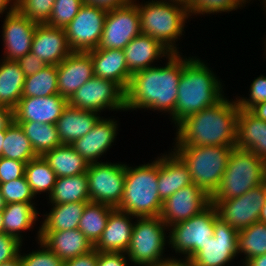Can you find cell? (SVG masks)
Masks as SVG:
<instances>
[{"label":"cell","mask_w":266,"mask_h":266,"mask_svg":"<svg viewBox=\"0 0 266 266\" xmlns=\"http://www.w3.org/2000/svg\"><path fill=\"white\" fill-rule=\"evenodd\" d=\"M182 70L183 58L179 53H173L164 67L153 66L134 73L125 91V110L150 108L165 111L174 121Z\"/></svg>","instance_id":"obj_1"},{"label":"cell","mask_w":266,"mask_h":266,"mask_svg":"<svg viewBox=\"0 0 266 266\" xmlns=\"http://www.w3.org/2000/svg\"><path fill=\"white\" fill-rule=\"evenodd\" d=\"M238 112L236 100L223 97L214 106L182 120L177 125L175 145L236 147Z\"/></svg>","instance_id":"obj_2"},{"label":"cell","mask_w":266,"mask_h":266,"mask_svg":"<svg viewBox=\"0 0 266 266\" xmlns=\"http://www.w3.org/2000/svg\"><path fill=\"white\" fill-rule=\"evenodd\" d=\"M216 78L200 59L183 58V70L174 110L175 125L192 114L214 106L225 97L222 94L220 80Z\"/></svg>","instance_id":"obj_3"},{"label":"cell","mask_w":266,"mask_h":266,"mask_svg":"<svg viewBox=\"0 0 266 266\" xmlns=\"http://www.w3.org/2000/svg\"><path fill=\"white\" fill-rule=\"evenodd\" d=\"M162 204L158 193V159L135 168L126 165L124 193L117 208L134 218L153 217L160 216Z\"/></svg>","instance_id":"obj_4"},{"label":"cell","mask_w":266,"mask_h":266,"mask_svg":"<svg viewBox=\"0 0 266 266\" xmlns=\"http://www.w3.org/2000/svg\"><path fill=\"white\" fill-rule=\"evenodd\" d=\"M173 151L188 167L192 183L209 196L218 188L224 175L232 146L175 145Z\"/></svg>","instance_id":"obj_5"},{"label":"cell","mask_w":266,"mask_h":266,"mask_svg":"<svg viewBox=\"0 0 266 266\" xmlns=\"http://www.w3.org/2000/svg\"><path fill=\"white\" fill-rule=\"evenodd\" d=\"M142 34L161 42L172 53H179L175 40L184 31L185 20L189 18L188 9L166 0L137 4Z\"/></svg>","instance_id":"obj_6"},{"label":"cell","mask_w":266,"mask_h":266,"mask_svg":"<svg viewBox=\"0 0 266 266\" xmlns=\"http://www.w3.org/2000/svg\"><path fill=\"white\" fill-rule=\"evenodd\" d=\"M265 182L266 162L249 150L234 147L221 182L210 199L238 197Z\"/></svg>","instance_id":"obj_7"},{"label":"cell","mask_w":266,"mask_h":266,"mask_svg":"<svg viewBox=\"0 0 266 266\" xmlns=\"http://www.w3.org/2000/svg\"><path fill=\"white\" fill-rule=\"evenodd\" d=\"M138 219L126 251L129 260L134 265L154 266L170 259L162 255L166 243V224L159 216L138 217Z\"/></svg>","instance_id":"obj_8"},{"label":"cell","mask_w":266,"mask_h":266,"mask_svg":"<svg viewBox=\"0 0 266 266\" xmlns=\"http://www.w3.org/2000/svg\"><path fill=\"white\" fill-rule=\"evenodd\" d=\"M217 218L216 208L210 204L200 214L170 226L169 245L189 260L214 235Z\"/></svg>","instance_id":"obj_9"},{"label":"cell","mask_w":266,"mask_h":266,"mask_svg":"<svg viewBox=\"0 0 266 266\" xmlns=\"http://www.w3.org/2000/svg\"><path fill=\"white\" fill-rule=\"evenodd\" d=\"M266 198V182L251 188L245 194L230 199H210L218 218L240 231L259 222Z\"/></svg>","instance_id":"obj_10"},{"label":"cell","mask_w":266,"mask_h":266,"mask_svg":"<svg viewBox=\"0 0 266 266\" xmlns=\"http://www.w3.org/2000/svg\"><path fill=\"white\" fill-rule=\"evenodd\" d=\"M125 172V164L89 163L86 174L90 202L117 208L124 193Z\"/></svg>","instance_id":"obj_11"},{"label":"cell","mask_w":266,"mask_h":266,"mask_svg":"<svg viewBox=\"0 0 266 266\" xmlns=\"http://www.w3.org/2000/svg\"><path fill=\"white\" fill-rule=\"evenodd\" d=\"M107 9L83 4L78 14L64 28L72 51L88 52L99 46Z\"/></svg>","instance_id":"obj_12"},{"label":"cell","mask_w":266,"mask_h":266,"mask_svg":"<svg viewBox=\"0 0 266 266\" xmlns=\"http://www.w3.org/2000/svg\"><path fill=\"white\" fill-rule=\"evenodd\" d=\"M68 104L81 110H125V91L114 81L93 76L68 100Z\"/></svg>","instance_id":"obj_13"},{"label":"cell","mask_w":266,"mask_h":266,"mask_svg":"<svg viewBox=\"0 0 266 266\" xmlns=\"http://www.w3.org/2000/svg\"><path fill=\"white\" fill-rule=\"evenodd\" d=\"M140 15L135 0L129 4L108 10L98 49H124L140 35Z\"/></svg>","instance_id":"obj_14"},{"label":"cell","mask_w":266,"mask_h":266,"mask_svg":"<svg viewBox=\"0 0 266 266\" xmlns=\"http://www.w3.org/2000/svg\"><path fill=\"white\" fill-rule=\"evenodd\" d=\"M239 231L216 219L214 235L190 259L192 266H225L238 254Z\"/></svg>","instance_id":"obj_15"},{"label":"cell","mask_w":266,"mask_h":266,"mask_svg":"<svg viewBox=\"0 0 266 266\" xmlns=\"http://www.w3.org/2000/svg\"><path fill=\"white\" fill-rule=\"evenodd\" d=\"M211 204L210 196L195 184L179 189L162 204L161 220L168 228L200 214Z\"/></svg>","instance_id":"obj_16"},{"label":"cell","mask_w":266,"mask_h":266,"mask_svg":"<svg viewBox=\"0 0 266 266\" xmlns=\"http://www.w3.org/2000/svg\"><path fill=\"white\" fill-rule=\"evenodd\" d=\"M3 24L5 60H14L31 52L33 36L37 23L20 13L15 4H10Z\"/></svg>","instance_id":"obj_17"},{"label":"cell","mask_w":266,"mask_h":266,"mask_svg":"<svg viewBox=\"0 0 266 266\" xmlns=\"http://www.w3.org/2000/svg\"><path fill=\"white\" fill-rule=\"evenodd\" d=\"M93 76V62L89 51H72L57 65L59 95L69 100Z\"/></svg>","instance_id":"obj_18"},{"label":"cell","mask_w":266,"mask_h":266,"mask_svg":"<svg viewBox=\"0 0 266 266\" xmlns=\"http://www.w3.org/2000/svg\"><path fill=\"white\" fill-rule=\"evenodd\" d=\"M68 100L59 94L46 97H22L13 110L15 122H39L56 124Z\"/></svg>","instance_id":"obj_19"},{"label":"cell","mask_w":266,"mask_h":266,"mask_svg":"<svg viewBox=\"0 0 266 266\" xmlns=\"http://www.w3.org/2000/svg\"><path fill=\"white\" fill-rule=\"evenodd\" d=\"M72 52L65 30L45 24H37L33 36L31 53L46 65L60 64Z\"/></svg>","instance_id":"obj_20"},{"label":"cell","mask_w":266,"mask_h":266,"mask_svg":"<svg viewBox=\"0 0 266 266\" xmlns=\"http://www.w3.org/2000/svg\"><path fill=\"white\" fill-rule=\"evenodd\" d=\"M117 121L100 118L92 130L70 144L88 163H97L107 152L117 133Z\"/></svg>","instance_id":"obj_21"},{"label":"cell","mask_w":266,"mask_h":266,"mask_svg":"<svg viewBox=\"0 0 266 266\" xmlns=\"http://www.w3.org/2000/svg\"><path fill=\"white\" fill-rule=\"evenodd\" d=\"M40 240L61 260L66 261L94 249L90 240L78 229L64 231H38Z\"/></svg>","instance_id":"obj_22"},{"label":"cell","mask_w":266,"mask_h":266,"mask_svg":"<svg viewBox=\"0 0 266 266\" xmlns=\"http://www.w3.org/2000/svg\"><path fill=\"white\" fill-rule=\"evenodd\" d=\"M89 53L93 62L94 76L112 80L126 91L132 75L127 67L124 51L96 48Z\"/></svg>","instance_id":"obj_23"},{"label":"cell","mask_w":266,"mask_h":266,"mask_svg":"<svg viewBox=\"0 0 266 266\" xmlns=\"http://www.w3.org/2000/svg\"><path fill=\"white\" fill-rule=\"evenodd\" d=\"M131 216L128 212L114 208L109 215L106 228L94 248L98 252L126 253L135 225V223H131Z\"/></svg>","instance_id":"obj_24"},{"label":"cell","mask_w":266,"mask_h":266,"mask_svg":"<svg viewBox=\"0 0 266 266\" xmlns=\"http://www.w3.org/2000/svg\"><path fill=\"white\" fill-rule=\"evenodd\" d=\"M127 67L131 75L146 68L153 67L151 63L158 58H168L173 54L161 42L149 35L140 34L134 37L123 49Z\"/></svg>","instance_id":"obj_25"},{"label":"cell","mask_w":266,"mask_h":266,"mask_svg":"<svg viewBox=\"0 0 266 266\" xmlns=\"http://www.w3.org/2000/svg\"><path fill=\"white\" fill-rule=\"evenodd\" d=\"M236 147L249 150L266 162V122L249 110L239 109Z\"/></svg>","instance_id":"obj_26"},{"label":"cell","mask_w":266,"mask_h":266,"mask_svg":"<svg viewBox=\"0 0 266 266\" xmlns=\"http://www.w3.org/2000/svg\"><path fill=\"white\" fill-rule=\"evenodd\" d=\"M168 155L158 157V193L162 202L179 189L192 184L184 162L173 151Z\"/></svg>","instance_id":"obj_27"},{"label":"cell","mask_w":266,"mask_h":266,"mask_svg":"<svg viewBox=\"0 0 266 266\" xmlns=\"http://www.w3.org/2000/svg\"><path fill=\"white\" fill-rule=\"evenodd\" d=\"M97 115L95 111L81 110L68 104L55 124L61 144L70 145L89 133L101 118Z\"/></svg>","instance_id":"obj_28"},{"label":"cell","mask_w":266,"mask_h":266,"mask_svg":"<svg viewBox=\"0 0 266 266\" xmlns=\"http://www.w3.org/2000/svg\"><path fill=\"white\" fill-rule=\"evenodd\" d=\"M56 177L86 173L89 163L69 144H62L42 155Z\"/></svg>","instance_id":"obj_29"},{"label":"cell","mask_w":266,"mask_h":266,"mask_svg":"<svg viewBox=\"0 0 266 266\" xmlns=\"http://www.w3.org/2000/svg\"><path fill=\"white\" fill-rule=\"evenodd\" d=\"M1 63L0 106L14 110L22 98L25 76L16 61L3 59Z\"/></svg>","instance_id":"obj_30"},{"label":"cell","mask_w":266,"mask_h":266,"mask_svg":"<svg viewBox=\"0 0 266 266\" xmlns=\"http://www.w3.org/2000/svg\"><path fill=\"white\" fill-rule=\"evenodd\" d=\"M49 200L52 204L90 202L87 174L57 177Z\"/></svg>","instance_id":"obj_31"},{"label":"cell","mask_w":266,"mask_h":266,"mask_svg":"<svg viewBox=\"0 0 266 266\" xmlns=\"http://www.w3.org/2000/svg\"><path fill=\"white\" fill-rule=\"evenodd\" d=\"M2 214L3 232L15 237L21 243L23 240L20 231L33 227L34 221L37 220L38 216L34 204L24 202L6 204Z\"/></svg>","instance_id":"obj_32"},{"label":"cell","mask_w":266,"mask_h":266,"mask_svg":"<svg viewBox=\"0 0 266 266\" xmlns=\"http://www.w3.org/2000/svg\"><path fill=\"white\" fill-rule=\"evenodd\" d=\"M88 203L75 202L52 205L51 211L44 215L46 219L39 231H64L78 228L81 216Z\"/></svg>","instance_id":"obj_33"},{"label":"cell","mask_w":266,"mask_h":266,"mask_svg":"<svg viewBox=\"0 0 266 266\" xmlns=\"http://www.w3.org/2000/svg\"><path fill=\"white\" fill-rule=\"evenodd\" d=\"M16 123L23 129L38 156H42L47 151L62 145L55 124L34 121Z\"/></svg>","instance_id":"obj_34"},{"label":"cell","mask_w":266,"mask_h":266,"mask_svg":"<svg viewBox=\"0 0 266 266\" xmlns=\"http://www.w3.org/2000/svg\"><path fill=\"white\" fill-rule=\"evenodd\" d=\"M114 207L102 203L89 202L83 211L78 229L95 245L101 238L109 215Z\"/></svg>","instance_id":"obj_35"},{"label":"cell","mask_w":266,"mask_h":266,"mask_svg":"<svg viewBox=\"0 0 266 266\" xmlns=\"http://www.w3.org/2000/svg\"><path fill=\"white\" fill-rule=\"evenodd\" d=\"M2 157L23 161L26 164L38 157L23 129L14 120L5 130Z\"/></svg>","instance_id":"obj_36"},{"label":"cell","mask_w":266,"mask_h":266,"mask_svg":"<svg viewBox=\"0 0 266 266\" xmlns=\"http://www.w3.org/2000/svg\"><path fill=\"white\" fill-rule=\"evenodd\" d=\"M55 94H59L56 65H46L34 75L25 77L22 97H46Z\"/></svg>","instance_id":"obj_37"},{"label":"cell","mask_w":266,"mask_h":266,"mask_svg":"<svg viewBox=\"0 0 266 266\" xmlns=\"http://www.w3.org/2000/svg\"><path fill=\"white\" fill-rule=\"evenodd\" d=\"M25 177L32 193L48 192L50 195L56 182V174L42 156L30 160L25 165Z\"/></svg>","instance_id":"obj_38"},{"label":"cell","mask_w":266,"mask_h":266,"mask_svg":"<svg viewBox=\"0 0 266 266\" xmlns=\"http://www.w3.org/2000/svg\"><path fill=\"white\" fill-rule=\"evenodd\" d=\"M238 253H244L247 263L253 257L266 254V224L256 222L238 233Z\"/></svg>","instance_id":"obj_39"},{"label":"cell","mask_w":266,"mask_h":266,"mask_svg":"<svg viewBox=\"0 0 266 266\" xmlns=\"http://www.w3.org/2000/svg\"><path fill=\"white\" fill-rule=\"evenodd\" d=\"M55 0H16L15 8L31 21L45 24L50 19Z\"/></svg>","instance_id":"obj_40"},{"label":"cell","mask_w":266,"mask_h":266,"mask_svg":"<svg viewBox=\"0 0 266 266\" xmlns=\"http://www.w3.org/2000/svg\"><path fill=\"white\" fill-rule=\"evenodd\" d=\"M83 4V0H55L50 19L46 24L64 29L78 14Z\"/></svg>","instance_id":"obj_41"},{"label":"cell","mask_w":266,"mask_h":266,"mask_svg":"<svg viewBox=\"0 0 266 266\" xmlns=\"http://www.w3.org/2000/svg\"><path fill=\"white\" fill-rule=\"evenodd\" d=\"M0 193L6 204L10 203H33L35 195L32 193L25 175L7 183H0Z\"/></svg>","instance_id":"obj_42"},{"label":"cell","mask_w":266,"mask_h":266,"mask_svg":"<svg viewBox=\"0 0 266 266\" xmlns=\"http://www.w3.org/2000/svg\"><path fill=\"white\" fill-rule=\"evenodd\" d=\"M243 4H246L244 0H191L188 12L189 15L230 12Z\"/></svg>","instance_id":"obj_43"},{"label":"cell","mask_w":266,"mask_h":266,"mask_svg":"<svg viewBox=\"0 0 266 266\" xmlns=\"http://www.w3.org/2000/svg\"><path fill=\"white\" fill-rule=\"evenodd\" d=\"M40 248L42 250H35L32 253L19 256L22 266H64V261L61 260L53 251H51L40 240Z\"/></svg>","instance_id":"obj_44"},{"label":"cell","mask_w":266,"mask_h":266,"mask_svg":"<svg viewBox=\"0 0 266 266\" xmlns=\"http://www.w3.org/2000/svg\"><path fill=\"white\" fill-rule=\"evenodd\" d=\"M250 99L236 98L239 109L250 110L253 106L258 103L266 101V77L260 75L256 78L250 86Z\"/></svg>","instance_id":"obj_45"},{"label":"cell","mask_w":266,"mask_h":266,"mask_svg":"<svg viewBox=\"0 0 266 266\" xmlns=\"http://www.w3.org/2000/svg\"><path fill=\"white\" fill-rule=\"evenodd\" d=\"M25 165L26 163L23 161L0 157V183H7L23 177Z\"/></svg>","instance_id":"obj_46"},{"label":"cell","mask_w":266,"mask_h":266,"mask_svg":"<svg viewBox=\"0 0 266 266\" xmlns=\"http://www.w3.org/2000/svg\"><path fill=\"white\" fill-rule=\"evenodd\" d=\"M22 243L4 232L0 233V264L15 259Z\"/></svg>","instance_id":"obj_47"},{"label":"cell","mask_w":266,"mask_h":266,"mask_svg":"<svg viewBox=\"0 0 266 266\" xmlns=\"http://www.w3.org/2000/svg\"><path fill=\"white\" fill-rule=\"evenodd\" d=\"M25 77H29L43 69L46 64L35 54L27 53L16 60Z\"/></svg>","instance_id":"obj_48"},{"label":"cell","mask_w":266,"mask_h":266,"mask_svg":"<svg viewBox=\"0 0 266 266\" xmlns=\"http://www.w3.org/2000/svg\"><path fill=\"white\" fill-rule=\"evenodd\" d=\"M126 253L123 252H98L96 266H127Z\"/></svg>","instance_id":"obj_49"},{"label":"cell","mask_w":266,"mask_h":266,"mask_svg":"<svg viewBox=\"0 0 266 266\" xmlns=\"http://www.w3.org/2000/svg\"><path fill=\"white\" fill-rule=\"evenodd\" d=\"M97 250L94 248L90 252L64 261V266H96Z\"/></svg>","instance_id":"obj_50"},{"label":"cell","mask_w":266,"mask_h":266,"mask_svg":"<svg viewBox=\"0 0 266 266\" xmlns=\"http://www.w3.org/2000/svg\"><path fill=\"white\" fill-rule=\"evenodd\" d=\"M133 0H83L85 4L98 6L107 10L129 4Z\"/></svg>","instance_id":"obj_51"},{"label":"cell","mask_w":266,"mask_h":266,"mask_svg":"<svg viewBox=\"0 0 266 266\" xmlns=\"http://www.w3.org/2000/svg\"><path fill=\"white\" fill-rule=\"evenodd\" d=\"M13 120V110L0 106V130H6Z\"/></svg>","instance_id":"obj_52"},{"label":"cell","mask_w":266,"mask_h":266,"mask_svg":"<svg viewBox=\"0 0 266 266\" xmlns=\"http://www.w3.org/2000/svg\"><path fill=\"white\" fill-rule=\"evenodd\" d=\"M249 111L257 118L266 122V101L256 104Z\"/></svg>","instance_id":"obj_53"},{"label":"cell","mask_w":266,"mask_h":266,"mask_svg":"<svg viewBox=\"0 0 266 266\" xmlns=\"http://www.w3.org/2000/svg\"><path fill=\"white\" fill-rule=\"evenodd\" d=\"M154 266H192L191 262L188 259L185 260H178L175 258H170L164 262L158 263L157 265Z\"/></svg>","instance_id":"obj_54"},{"label":"cell","mask_w":266,"mask_h":266,"mask_svg":"<svg viewBox=\"0 0 266 266\" xmlns=\"http://www.w3.org/2000/svg\"><path fill=\"white\" fill-rule=\"evenodd\" d=\"M247 264L249 266H266V254L253 257Z\"/></svg>","instance_id":"obj_55"},{"label":"cell","mask_w":266,"mask_h":266,"mask_svg":"<svg viewBox=\"0 0 266 266\" xmlns=\"http://www.w3.org/2000/svg\"><path fill=\"white\" fill-rule=\"evenodd\" d=\"M0 266H22L20 256L18 255L15 259L1 263Z\"/></svg>","instance_id":"obj_56"},{"label":"cell","mask_w":266,"mask_h":266,"mask_svg":"<svg viewBox=\"0 0 266 266\" xmlns=\"http://www.w3.org/2000/svg\"><path fill=\"white\" fill-rule=\"evenodd\" d=\"M13 1V2H12ZM10 3L15 4L16 0H0V14L7 10Z\"/></svg>","instance_id":"obj_57"},{"label":"cell","mask_w":266,"mask_h":266,"mask_svg":"<svg viewBox=\"0 0 266 266\" xmlns=\"http://www.w3.org/2000/svg\"><path fill=\"white\" fill-rule=\"evenodd\" d=\"M169 1H170V3L172 2L174 4L181 5L187 9H189V5L191 3V0H168V3H169Z\"/></svg>","instance_id":"obj_58"},{"label":"cell","mask_w":266,"mask_h":266,"mask_svg":"<svg viewBox=\"0 0 266 266\" xmlns=\"http://www.w3.org/2000/svg\"><path fill=\"white\" fill-rule=\"evenodd\" d=\"M259 222L265 223L266 224V198L264 202V206L261 209L260 216H259Z\"/></svg>","instance_id":"obj_59"},{"label":"cell","mask_w":266,"mask_h":266,"mask_svg":"<svg viewBox=\"0 0 266 266\" xmlns=\"http://www.w3.org/2000/svg\"><path fill=\"white\" fill-rule=\"evenodd\" d=\"M5 137V130H0V157H2V147Z\"/></svg>","instance_id":"obj_60"},{"label":"cell","mask_w":266,"mask_h":266,"mask_svg":"<svg viewBox=\"0 0 266 266\" xmlns=\"http://www.w3.org/2000/svg\"><path fill=\"white\" fill-rule=\"evenodd\" d=\"M5 206H6V203H5L4 198L2 197V195L0 193V211H3Z\"/></svg>","instance_id":"obj_61"},{"label":"cell","mask_w":266,"mask_h":266,"mask_svg":"<svg viewBox=\"0 0 266 266\" xmlns=\"http://www.w3.org/2000/svg\"><path fill=\"white\" fill-rule=\"evenodd\" d=\"M3 232V214L2 211H0V233Z\"/></svg>","instance_id":"obj_62"}]
</instances>
